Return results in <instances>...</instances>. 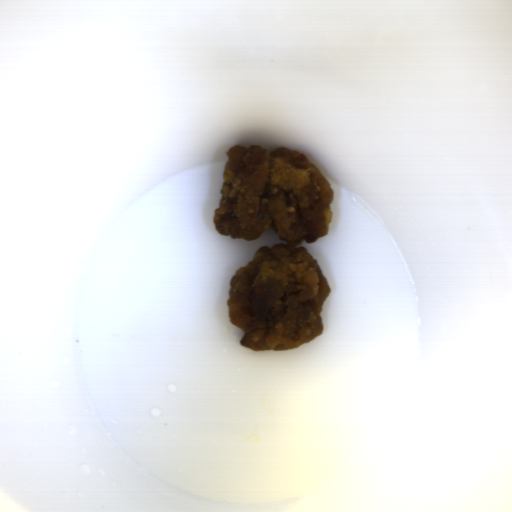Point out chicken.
<instances>
[{"mask_svg":"<svg viewBox=\"0 0 512 512\" xmlns=\"http://www.w3.org/2000/svg\"><path fill=\"white\" fill-rule=\"evenodd\" d=\"M217 233L250 242L272 229L279 241L259 247L231 276L226 305L240 344L253 351H287L324 330L320 313L331 288L302 240L329 233L335 190L306 154L286 146L235 144L225 151ZM300 245V246H299Z\"/></svg>","mask_w":512,"mask_h":512,"instance_id":"obj_1","label":"chicken"}]
</instances>
